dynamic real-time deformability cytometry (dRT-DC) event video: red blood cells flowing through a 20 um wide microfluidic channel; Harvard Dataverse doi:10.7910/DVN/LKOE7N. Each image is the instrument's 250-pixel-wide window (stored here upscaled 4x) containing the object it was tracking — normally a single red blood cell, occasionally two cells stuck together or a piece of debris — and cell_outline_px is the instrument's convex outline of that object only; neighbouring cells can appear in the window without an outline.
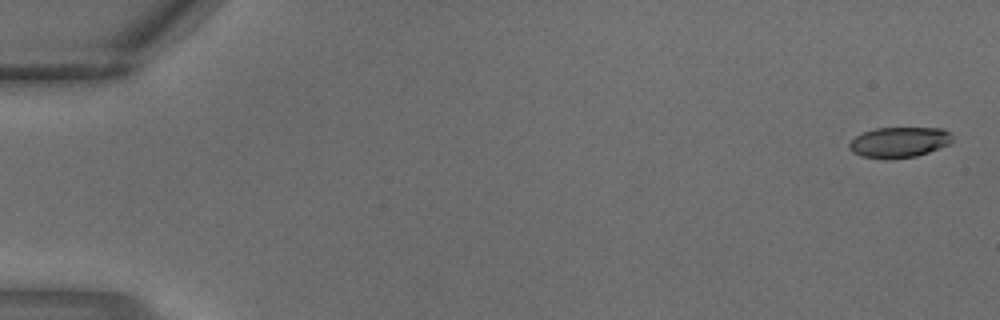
{"species": "common noctule bat (a hibernating species)", "species_latin": "Nyctalus noctula", "temperature_condition": "warm", "stored_images_in_passage": 3, "camera_frame_rate_fps": 3000, "um_per_image_px": 0.085, "animal": {"sex": "male", "body_mass_g": 18.8}, "frame": {"image": 1, "passage_image": 1, "time_ms": 0.0, "image_size_px": [1000, 320], "cell_outline_px": [[952, 140], [948, 144], [928, 152], [916, 156], [860, 156], [852, 152], [848, 148], [848, 144], [856, 136], [864, 132], [876, 128], [940, 128], [948, 132], [952, 136]], "centroid_in_image_um": [76.42, 12.05], "position_along_channel_um": 8.6, "area_um2": 17.51}}
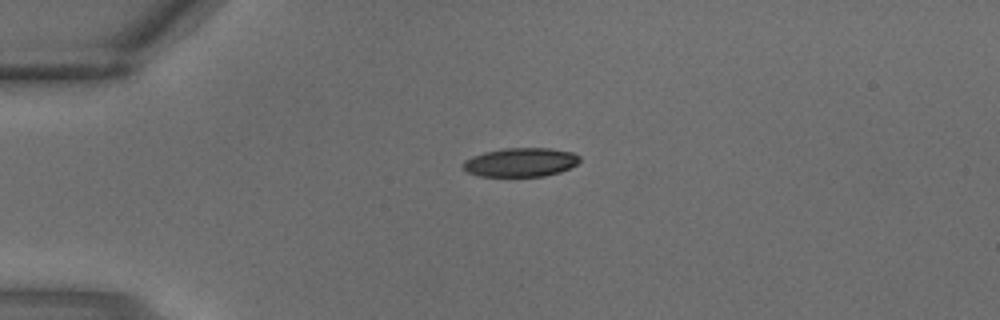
{"frame": {"image": 2, "passage_image": 3, "time_ms": 0.667, "image_size_px": [1000, 320], "cell_outline_px": [[580, 160], [576, 164], [560, 172], [544, 176], [480, 176], [468, 172], [464, 168], [464, 160], [472, 156], [484, 152], [504, 148], [552, 148], [572, 152], [580, 156]], "centroid_in_image_um": [44.27, 13.78], "position_along_channel_um": 40.7, "area_um2": 19.54}}